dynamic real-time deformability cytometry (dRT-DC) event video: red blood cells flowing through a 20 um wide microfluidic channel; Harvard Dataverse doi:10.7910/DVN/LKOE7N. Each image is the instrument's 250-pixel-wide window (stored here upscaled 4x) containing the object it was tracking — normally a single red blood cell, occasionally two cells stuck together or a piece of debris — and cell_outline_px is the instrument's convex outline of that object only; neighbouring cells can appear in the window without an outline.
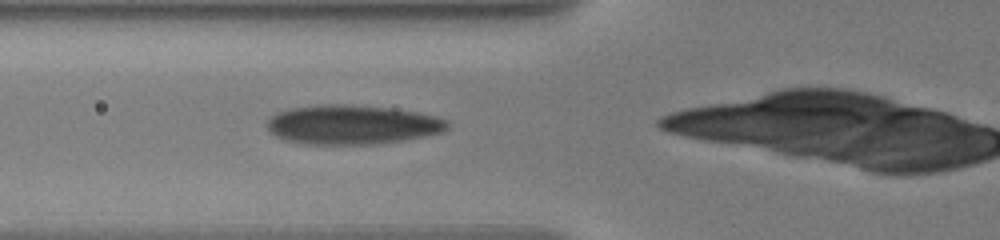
{"species": "human", "species_latin": "Homo sapiens", "temperature_condition": "warm", "stored_images_in_passage": 8, "camera_frame_rate_fps": 3000, "um_per_image_px": 0.085, "donor": {"sex": "male"}, "frame": {"image": 1, "passage_image": 7, "time_ms": 5.0, "image_size_px": [1000, 240], "cell_outline_px": [[448, 128], [440, 132], [400, 140], [368, 144], [304, 144], [284, 140], [276, 136], [264, 124], [276, 112], [292, 108], [324, 104], [344, 104], [392, 108], [416, 112], [436, 116], [448, 120]], "centroid_in_image_um": [29.88, 10.58], "position_along_channel_um": 95.9, "area_um2": 40.98}}